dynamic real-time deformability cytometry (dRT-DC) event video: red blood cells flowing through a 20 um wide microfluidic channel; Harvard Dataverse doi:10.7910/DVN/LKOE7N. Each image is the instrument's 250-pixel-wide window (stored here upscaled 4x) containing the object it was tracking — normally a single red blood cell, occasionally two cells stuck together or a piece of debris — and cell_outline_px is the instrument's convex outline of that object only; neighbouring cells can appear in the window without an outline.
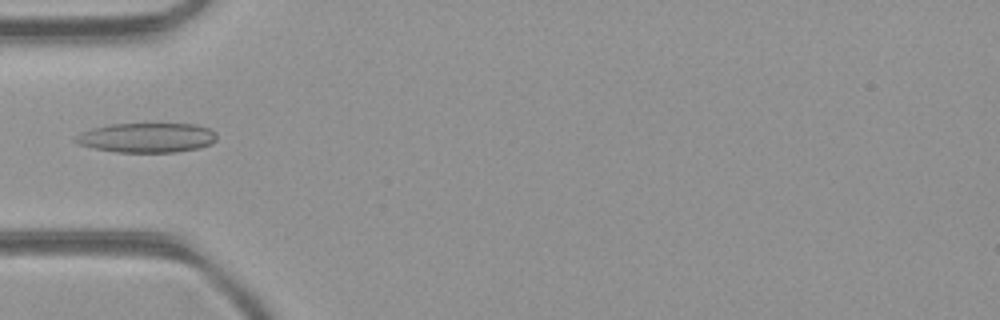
{"species": "common noctule bat (a hibernating species)", "species_latin": "Nyctalus noctula", "temperature_condition": "room temperature", "stored_images_in_passage": 6, "camera_frame_rate_fps": 3000, "um_per_image_px": 0.085, "animal": {"sex": "female", "body_mass_g": 21.9}, "frame": {"image": 1, "passage_image": 5, "time_ms": 1.333, "image_size_px": [1000, 320], "cell_outline_px": [[216, 140], [212, 144], [200, 148], [176, 152], [116, 152], [96, 148], [80, 144], [72, 140], [80, 132], [92, 128], [108, 124], [196, 124], [208, 128], [216, 132]], "centroid_in_image_um": [12.5, 11.7], "position_along_channel_um": 72.5, "area_um2": 24.45}}
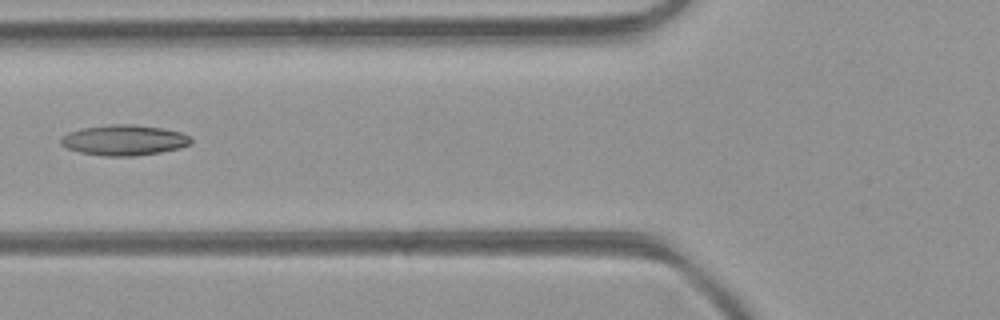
{"frame": {"image": 2, "passage_image": 6, "time_ms": 1.667, "image_size_px": [1000, 320], "cell_outline_px": [[192, 140], [188, 144], [180, 148], [160, 152], [136, 156], [104, 156], [80, 152], [68, 148], [60, 144], [60, 140], [68, 132], [80, 128], [112, 124], [128, 124], [160, 128], [180, 132], [188, 136]], "centroid_in_image_um": [10.51, 11.91], "position_along_channel_um": 115.3, "area_um2": 22.89}}